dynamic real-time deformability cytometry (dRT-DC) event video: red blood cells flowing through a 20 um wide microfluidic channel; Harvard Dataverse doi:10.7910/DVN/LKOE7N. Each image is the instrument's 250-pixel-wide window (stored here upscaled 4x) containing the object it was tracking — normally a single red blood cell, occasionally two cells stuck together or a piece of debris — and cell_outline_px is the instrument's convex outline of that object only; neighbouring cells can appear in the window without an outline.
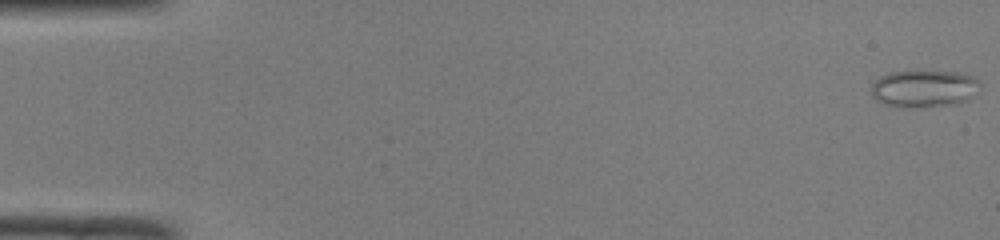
{"species": "common noctule bat (a hibernating species)", "species_latin": "Nyctalus noctula", "temperature_condition": "room temperature", "stored_images_in_passage": 50, "camera_frame_rate_fps": 3000, "um_per_image_px": 0.085, "animal": {"sex": "male", "body_mass_g": 19.0, "forearm_length_mm": 50.8}, "frame": {"image": 1, "passage_image": 1, "time_ms": 0.0, "image_size_px": [1000, 240], "cell_outline_px": [[980, 92], [968, 100], [956, 104], [884, 104], [876, 100], [872, 96], [872, 84], [880, 76], [888, 72], [912, 68], [916, 68], [956, 72], [972, 76], [980, 84]], "centroid_in_image_um": [78.57, 7.42], "position_along_channel_um": 6.4, "area_um2": 23.58}}
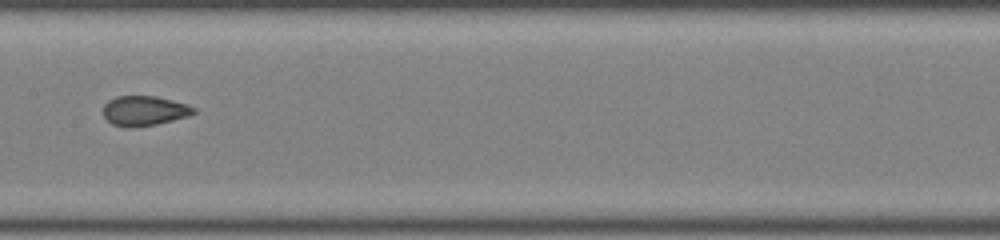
{"frame": {"image": 2, "passage_image": 26, "time_ms": 8.333, "image_size_px": [1000, 240], "cell_outline_px": [[196, 112], [188, 116], [156, 124], [132, 128], [128, 128], [112, 124], [104, 116], [104, 104], [108, 100], [116, 96], [156, 96], [188, 104], [196, 108]], "centroid_in_image_um": [12.27, 9.41], "position_along_channel_um": 195.1, "area_um2": 15.78}}
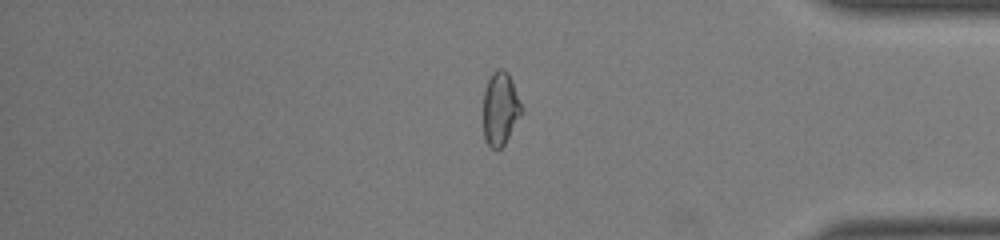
{"frame": {"image": 3, "passage_image": 42, "time_ms": 13.667, "image_size_px": [1000, 240], "cell_outline_px": [[524, 112], [504, 144], [496, 152], [484, 140], [484, 92], [488, 80], [492, 72], [496, 68], [504, 68], [508, 72], [512, 80], [524, 108]], "centroid_in_image_um": [42.56, 9.22], "position_along_channel_um": 392.6, "area_um2": 16.7}}